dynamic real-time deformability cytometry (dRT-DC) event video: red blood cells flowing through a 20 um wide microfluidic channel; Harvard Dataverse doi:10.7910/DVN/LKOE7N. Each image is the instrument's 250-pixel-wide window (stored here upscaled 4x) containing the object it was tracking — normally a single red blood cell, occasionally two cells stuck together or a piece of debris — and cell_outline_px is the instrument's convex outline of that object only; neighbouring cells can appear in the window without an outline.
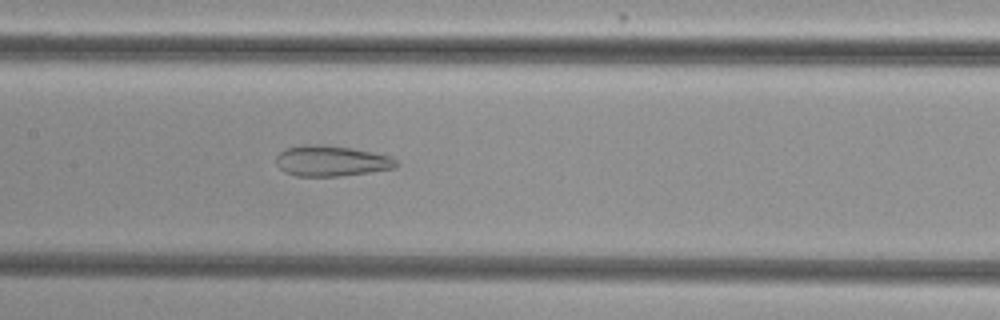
{"species": "common noctule bat (a hibernating species)", "species_latin": "Nyctalus noctula", "temperature_condition": "cold", "stored_images_in_passage": 54, "camera_frame_rate_fps": 3000, "um_per_image_px": 0.085, "animal": {"sex": "female", "body_mass_g": 29.2, "forearm_length_mm": 56.3}, "frame": {"image": 1, "passage_image": 27, "time_ms": 8.667, "image_size_px": [1000, 320], "cell_outline_px": [[400, 164], [396, 168], [340, 176], [296, 176], [284, 172], [276, 164], [276, 156], [280, 152], [288, 148], [304, 144], [324, 144], [352, 148], [392, 156]], "centroid_in_image_um": [28.18, 13.67], "position_along_channel_um": 179.2, "area_um2": 21.62}}
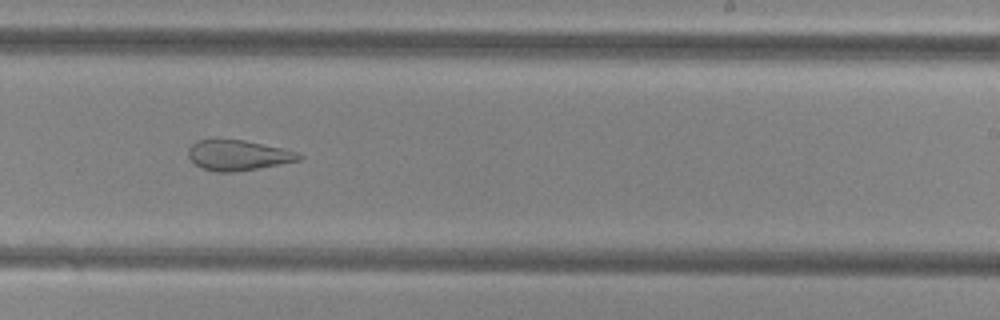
{"frame": {"image": 2, "passage_image": 34, "time_ms": 11.0, "image_size_px": [1000, 320], "cell_outline_px": [[304, 156], [300, 160], [236, 172], [216, 172], [200, 168], [188, 156], [188, 148], [196, 140], [244, 140], [300, 152]], "centroid_in_image_um": [20.24, 13.2], "position_along_channel_um": 268.8, "area_um2": 19.48}}
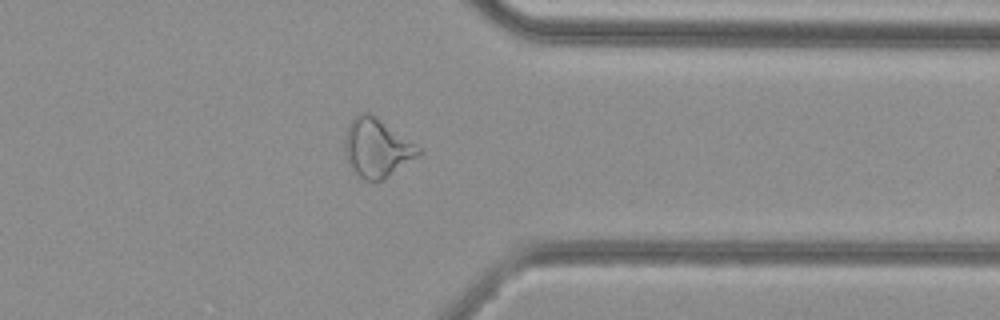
{"frame": {"image": 3, "passage_image": 43, "time_ms": 14.0, "image_size_px": [1000, 320], "cell_outline_px": [[420, 156], [380, 180], [364, 180], [348, 164], [344, 152], [344, 140], [348, 124], [356, 112], [368, 112], [420, 148]], "centroid_in_image_um": [31.97, 12.55], "position_along_channel_um": 379.4, "area_um2": 24.62}, "authors_computed_cell_mechanics": {"area_um2": 27.8018, "velocity_mm_per_s": 3.8464, "shape_relaxation_time_tau1_ms": null, "shape_relaxation_time_tau2_ms": 2.3671, "deformation_change_tau1": null, "deformation_change_tau2": 0.1227}}